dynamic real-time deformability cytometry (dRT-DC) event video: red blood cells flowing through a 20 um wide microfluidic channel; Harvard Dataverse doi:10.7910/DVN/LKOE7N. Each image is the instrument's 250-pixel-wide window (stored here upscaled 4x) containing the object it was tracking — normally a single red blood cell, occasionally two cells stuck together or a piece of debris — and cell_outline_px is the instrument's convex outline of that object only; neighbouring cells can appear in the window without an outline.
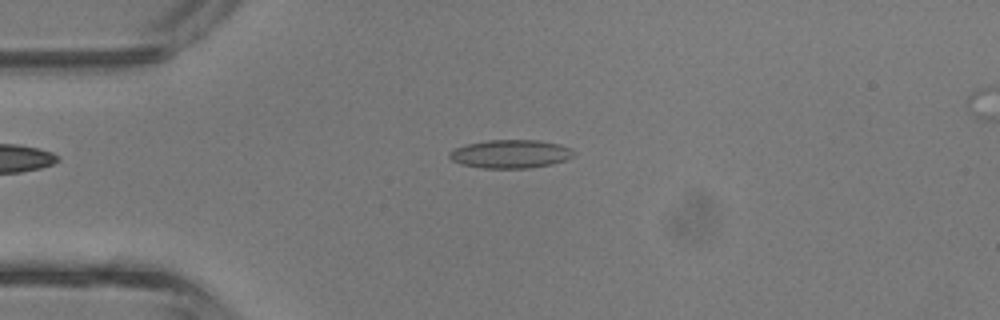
{"species": "common noctule bat (a hibernating species)", "species_latin": "Nyctalus noctula", "temperature_condition": "room temperature", "stored_images_in_passage": 35, "camera_frame_rate_fps": 3000, "um_per_image_px": 0.085, "animal": {"sex": "male", "body_mass_g": 13.3}, "frame": {"image": 1, "passage_image": 6, "time_ms": 1.667, "image_size_px": [1000, 320], "cell_outline_px": [[576, 152], [572, 156], [564, 160], [552, 164], [528, 168], [484, 168], [460, 164], [452, 160], [448, 156], [448, 152], [456, 148], [468, 144], [488, 140], [536, 140], [560, 144], [572, 148]], "centroid_in_image_um": [43.4, 13.08], "position_along_channel_um": 41.6, "area_um2": 20.52}}
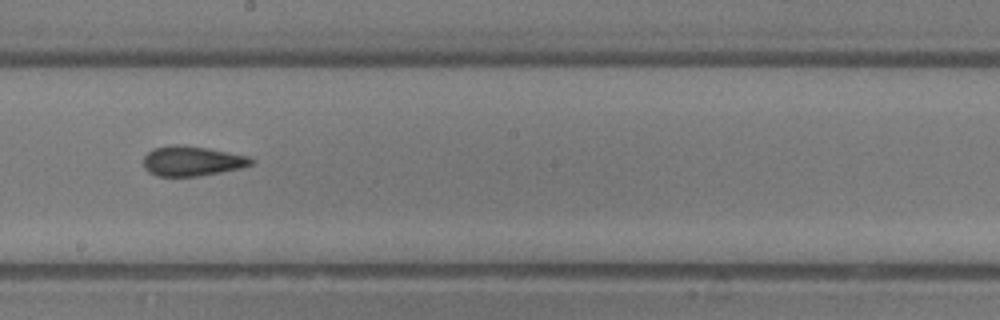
{"frame": {"image": 2, "passage_image": 19, "time_ms": 6.0, "image_size_px": [1000, 320], "cell_outline_px": [[256, 160], [252, 164], [240, 168], [220, 172], [196, 176], [156, 176], [148, 172], [144, 168], [144, 156], [152, 148], [172, 144], [176, 144], [208, 148], [248, 156]], "centroid_in_image_um": [16.3, 13.68], "position_along_channel_um": 231.9, "area_um2": 18.79}}
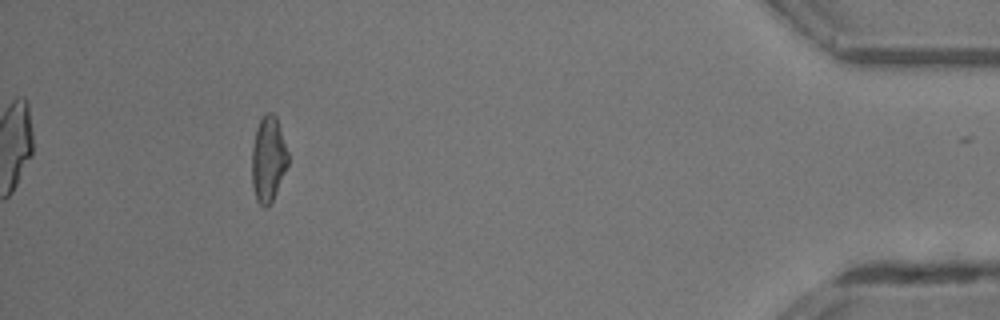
{"frame": {"image": 3, "passage_image": 34, "time_ms": 11.0, "image_size_px": [1000, 320], "cell_outline_px": [[288, 164], [276, 192], [268, 208], [264, 208], [256, 200], [252, 184], [252, 148], [256, 128], [264, 112], [272, 112], [276, 116], [288, 152]], "centroid_in_image_um": [22.79, 13.52], "position_along_channel_um": 412.4, "area_um2": 18.03}, "authors_computed_cell_mechanics": {"area_um2": 18.785, "velocity_mm_per_s": 4.9265, "shape_relaxation_time_tau1_ms": 6.0787, "shape_relaxation_time_tau2_ms": 1.3485, "deformation_change_tau1": 0.1814, "deformation_change_tau2": 0.0891}}